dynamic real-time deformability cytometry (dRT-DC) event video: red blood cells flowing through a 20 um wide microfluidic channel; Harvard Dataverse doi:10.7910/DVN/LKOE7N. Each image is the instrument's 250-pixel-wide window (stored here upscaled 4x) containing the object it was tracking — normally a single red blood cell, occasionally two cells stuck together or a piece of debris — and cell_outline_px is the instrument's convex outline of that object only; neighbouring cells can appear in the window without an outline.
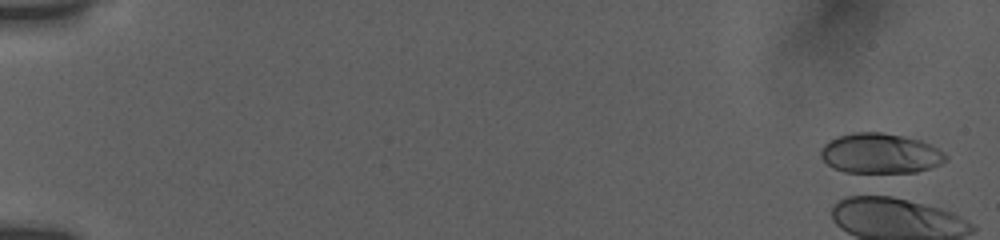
{"species": "human", "species_latin": "Homo sapiens", "temperature_condition": "room temperature", "stored_images_in_passage": 3, "camera_frame_rate_fps": 3000, "um_per_image_px": 0.085, "donor": {"sex": "female"}, "frame": {"image": 1, "passage_image": 2, "time_ms": 0.333, "image_size_px": [1000, 240], "cell_outline_px": [[948, 160], [932, 168], [916, 172], [844, 172], [832, 168], [820, 156], [820, 148], [824, 144], [840, 136], [852, 132], [884, 132], [904, 136], [920, 140], [932, 144], [944, 152], [948, 156]], "centroid_in_image_um": [74.86, 13.04], "position_along_channel_um": 10.1, "area_um2": 29.42}}